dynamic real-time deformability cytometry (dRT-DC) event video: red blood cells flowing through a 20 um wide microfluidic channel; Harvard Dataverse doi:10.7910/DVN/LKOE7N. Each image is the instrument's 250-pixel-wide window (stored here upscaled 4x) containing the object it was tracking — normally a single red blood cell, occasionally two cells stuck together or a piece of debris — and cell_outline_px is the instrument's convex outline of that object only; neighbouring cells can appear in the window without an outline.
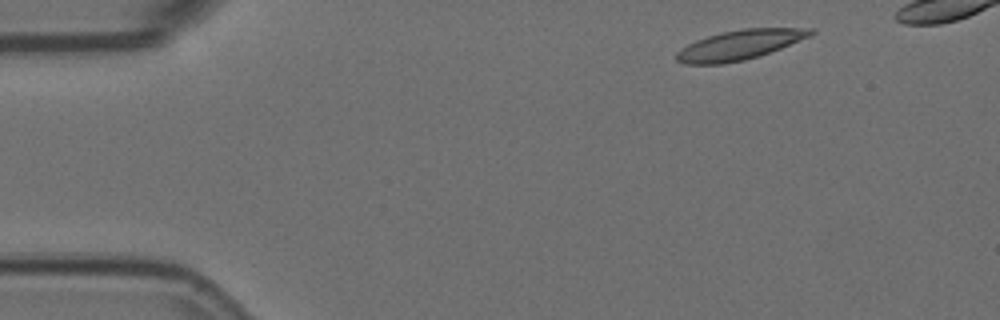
{"species": "Egyptian fruit bat (a non-hibernating species)", "species_latin": "Rousettus aegyptiacus", "temperature_condition": "room temperature", "stored_images_in_passage": 4, "camera_frame_rate_fps": 3000, "um_per_image_px": 0.085, "animal": {"sex": "female"}, "frame": {"image": 1, "passage_image": 1, "time_ms": 0.0, "image_size_px": [1000, 320], "cell_outline_px": [[816, 32], [812, 36], [780, 48], [744, 60], [724, 64], [684, 64], [676, 60], [676, 52], [680, 48], [696, 40], [708, 36], [740, 28], [816, 28]], "centroid_in_image_um": [62.88, 3.81], "position_along_channel_um": 22.1, "area_um2": 23.18}}